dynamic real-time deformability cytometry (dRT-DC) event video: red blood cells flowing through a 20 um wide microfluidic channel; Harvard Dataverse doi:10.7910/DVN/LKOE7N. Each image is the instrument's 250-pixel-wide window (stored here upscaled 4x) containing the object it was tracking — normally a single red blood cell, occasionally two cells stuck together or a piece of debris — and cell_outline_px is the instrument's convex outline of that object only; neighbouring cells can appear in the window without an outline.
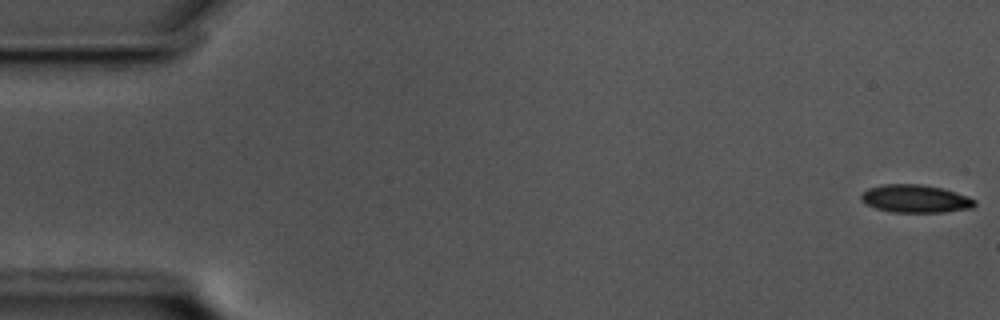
{"species": "common noctule bat (a hibernating species)", "species_latin": "Nyctalus noctula", "temperature_condition": "cold", "stored_images_in_passage": 58, "camera_frame_rate_fps": 3000, "um_per_image_px": 0.085, "animal": {"sex": "male", "body_mass_g": 17.5, "forearm_length_mm": 52.3}, "frame": {"image": 1, "passage_image": 1, "time_ms": 0.0, "image_size_px": [1000, 320], "cell_outline_px": [[976, 204], [972, 208], [944, 212], [892, 212], [876, 208], [860, 200], [860, 196], [868, 188], [884, 184], [920, 184], [940, 188], [956, 192], [968, 196], [976, 200]], "centroid_in_image_um": [77.82, 16.89], "position_along_channel_um": 7.2, "area_um2": 18.38}}
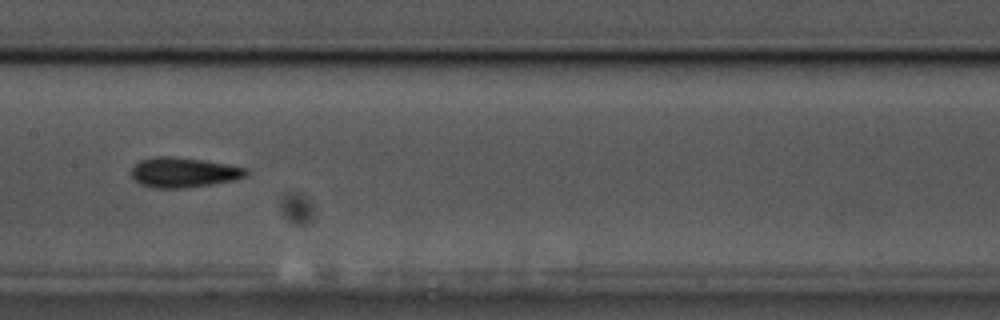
{"frame": {"image": 2, "passage_image": 29, "time_ms": 9.333, "image_size_px": [1000, 320], "cell_outline_px": [[248, 176], [236, 180], [212, 184], [184, 188], [156, 188], [140, 184], [132, 176], [132, 168], [140, 160], [152, 156], [172, 156], [204, 160], [228, 164], [248, 168]], "centroid_in_image_um": [15.65, 14.65], "position_along_channel_um": 191.7, "area_um2": 20.23}}
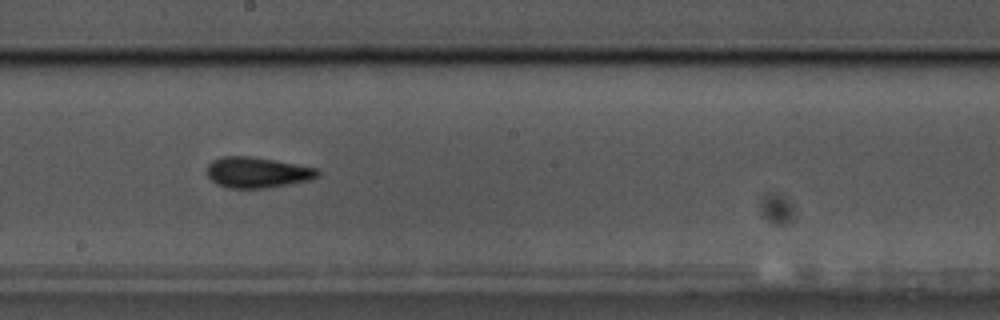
{"frame": {"image": 3, "passage_image": 32, "time_ms": 10.333, "image_size_px": [1000, 320], "cell_outline_px": [[320, 176], [308, 180], [288, 184], [264, 188], [228, 188], [216, 184], [208, 176], [208, 164], [212, 160], [224, 156], [248, 156], [320, 168]], "centroid_in_image_um": [21.88, 14.66], "position_along_channel_um": 226.3, "area_um2": 19.71}, "authors_computed_cell_mechanics": {"area_um2": 18.5538, "velocity_mm_per_s": 3.4652, "shape_relaxation_time_tau1_ms": 3.725, "shape_relaxation_time_tau2_ms": 4.0892, "deformation_change_tau1": 0.1231, "deformation_change_tau2": 0.1279}}